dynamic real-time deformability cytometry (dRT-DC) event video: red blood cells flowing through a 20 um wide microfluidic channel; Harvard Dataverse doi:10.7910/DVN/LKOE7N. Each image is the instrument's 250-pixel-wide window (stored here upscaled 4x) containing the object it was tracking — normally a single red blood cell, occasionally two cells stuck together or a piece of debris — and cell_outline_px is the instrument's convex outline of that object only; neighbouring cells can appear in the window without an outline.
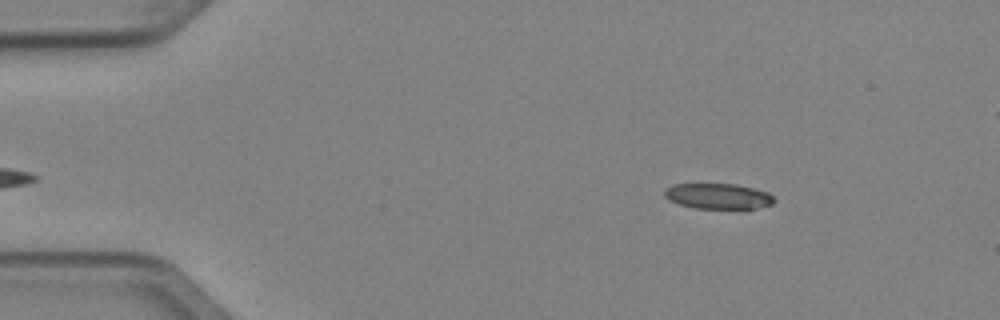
{"species": "Egyptian fruit bat (a non-hibernating species)", "species_latin": "Rousettus aegyptiacus", "temperature_condition": "cold", "stored_images_in_passage": 3, "segment_of_instrument_passage": [1, 2], "camera_frame_rate_fps": 3000, "um_per_image_px": 0.085, "animal": {"sex": "female"}, "frame": {"image": 1, "passage_image": 1, "time_ms": 0.0, "image_size_px": [1000, 320], "cell_outline_px": [[776, 200], [772, 204], [756, 208], [696, 208], [680, 204], [668, 200], [664, 196], [664, 188], [672, 184], [736, 184], [768, 192]], "centroid_in_image_um": [61.01, 16.66], "position_along_channel_um": 24.0, "area_um2": 16.24}}